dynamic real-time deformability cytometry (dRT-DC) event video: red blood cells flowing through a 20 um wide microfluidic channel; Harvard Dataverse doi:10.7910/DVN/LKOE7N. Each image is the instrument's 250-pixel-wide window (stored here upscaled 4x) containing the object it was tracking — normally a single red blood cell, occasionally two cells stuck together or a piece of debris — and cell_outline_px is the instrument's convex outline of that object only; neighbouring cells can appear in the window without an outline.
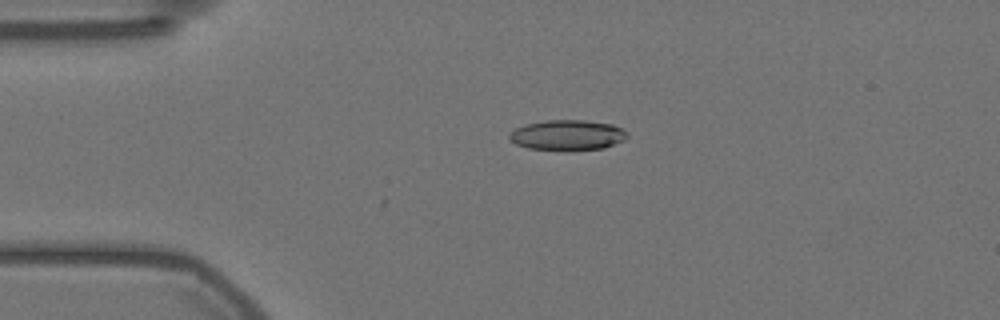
{"species": "Egyptian fruit bat (a non-hibernating species)", "species_latin": "Rousettus aegyptiacus", "temperature_condition": "warm", "stored_images_in_passage": 57, "camera_frame_rate_fps": 3000, "um_per_image_px": 0.085, "animal": {"sex": "female"}, "frame": {"image": 1, "passage_image": 13, "time_ms": 4.0, "image_size_px": [1000, 320], "cell_outline_px": [[628, 136], [624, 140], [604, 148], [528, 148], [516, 144], [508, 136], [508, 132], [524, 124], [548, 120], [584, 120], [612, 124], [628, 132]], "centroid_in_image_um": [48.23, 11.44], "position_along_channel_um": 36.8, "area_um2": 20.17}}
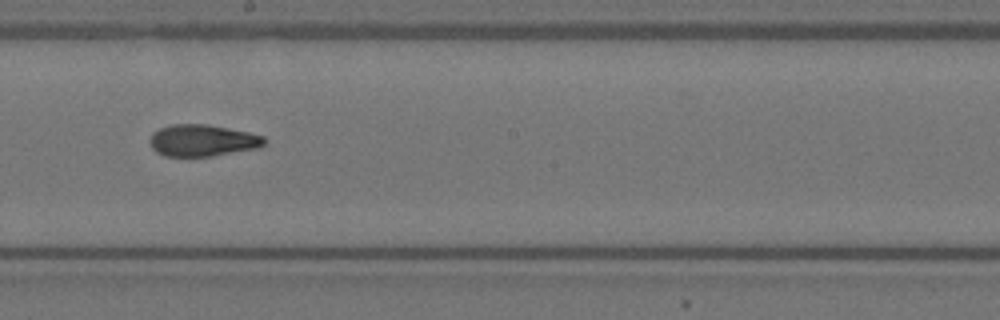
{"frame": {"image": 2, "passage_image": 32, "time_ms": 10.333, "image_size_px": [1000, 320], "cell_outline_px": [[264, 144], [256, 148], [212, 156], [164, 156], [156, 152], [152, 148], [152, 132], [160, 128], [172, 124], [208, 124], [248, 132], [264, 136]], "centroid_in_image_um": [17.2, 11.93], "position_along_channel_um": 231.0, "area_um2": 20.92}}
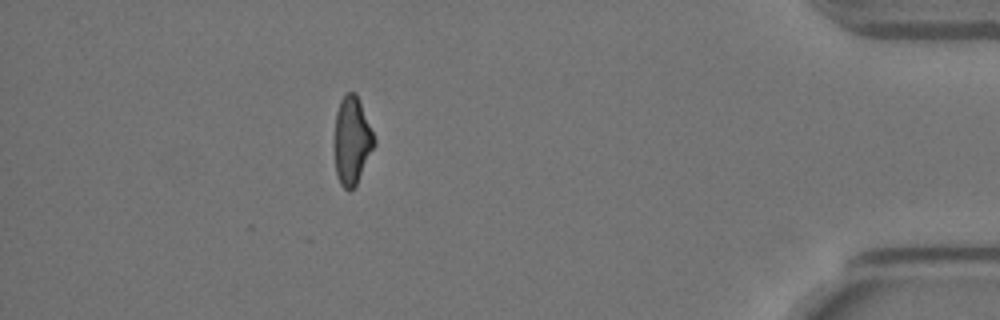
{"frame": {"image": 3, "passage_image": 51, "time_ms": 16.667, "image_size_px": [1000, 320], "cell_outline_px": [[376, 144], [356, 184], [348, 192], [340, 184], [336, 176], [336, 112], [340, 100], [348, 92], [356, 92], [376, 140]], "centroid_in_image_um": [29.94, 11.95], "position_along_channel_um": 405.3, "area_um2": 19.94}, "authors_computed_cell_mechanics": {"area_um2": 21.097, "velocity_mm_per_s": 3.556, "shape_relaxation_time_tau1_ms": 10.0304, "shape_relaxation_time_tau2_ms": 2.8712, "deformation_change_tau1": 0.2386, "deformation_change_tau2": 0.0989}}